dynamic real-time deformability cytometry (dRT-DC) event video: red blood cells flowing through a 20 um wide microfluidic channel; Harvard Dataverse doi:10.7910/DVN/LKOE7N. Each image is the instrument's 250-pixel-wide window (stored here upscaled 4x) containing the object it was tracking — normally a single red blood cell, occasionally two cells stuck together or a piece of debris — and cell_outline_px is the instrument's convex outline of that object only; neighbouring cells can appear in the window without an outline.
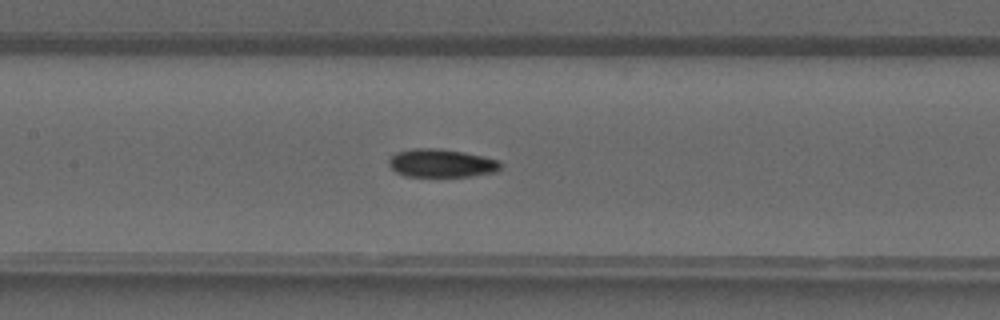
{"species": "common noctule bat (a hibernating species)", "species_latin": "Nyctalus noctula", "temperature_condition": "warm", "stored_images_in_passage": 41, "camera_frame_rate_fps": 3000, "um_per_image_px": 0.085, "animal": {"sex": "male", "forearm_length_mm": 52.5}, "frame": {"image": 1, "passage_image": 20, "time_ms": 6.333, "image_size_px": [1000, 320], "cell_outline_px": [[500, 168], [496, 172], [472, 176], [404, 176], [396, 172], [388, 164], [388, 160], [396, 152], [412, 148], [440, 148], [464, 152], [500, 160]], "centroid_in_image_um": [37.51, 13.86], "position_along_channel_um": 169.9, "area_um2": 18.44}}
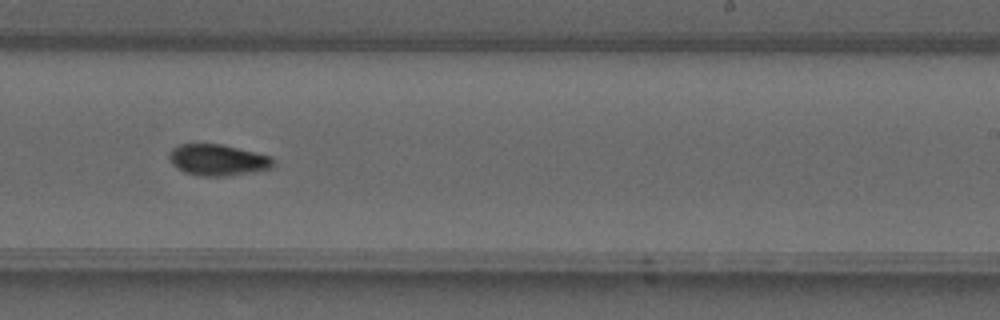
{"frame": {"image": 2, "passage_image": 26, "time_ms": 8.333, "image_size_px": [1000, 320], "cell_outline_px": [[272, 168], [252, 172], [228, 176], [200, 176], [184, 172], [176, 168], [172, 164], [168, 156], [168, 152], [172, 148], [180, 144], [220, 144], [272, 156]], "centroid_in_image_um": [18.47, 13.6], "position_along_channel_um": 270.5, "area_um2": 18.96}}
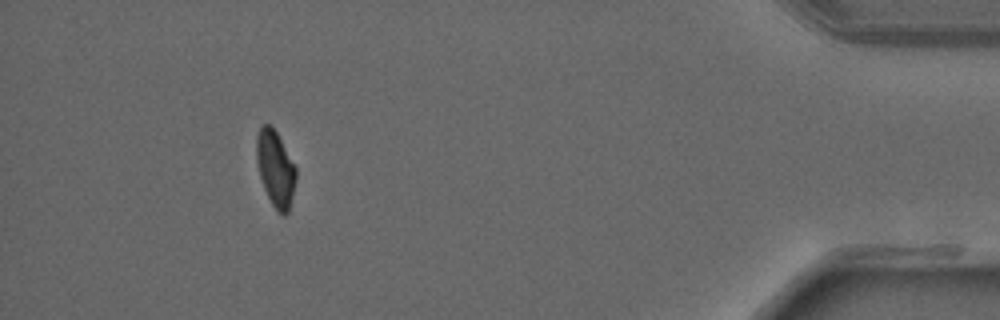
{"frame": {"image": 3, "passage_image": 38, "time_ms": 12.333, "image_size_px": [1000, 320], "cell_outline_px": [[296, 180], [288, 212], [284, 216], [272, 204], [264, 188], [260, 176], [256, 160], [256, 136], [260, 128], [264, 124], [268, 124], [276, 132], [296, 168]], "centroid_in_image_um": [23.4, 14.33], "position_along_channel_um": 411.8, "area_um2": 17.05}}